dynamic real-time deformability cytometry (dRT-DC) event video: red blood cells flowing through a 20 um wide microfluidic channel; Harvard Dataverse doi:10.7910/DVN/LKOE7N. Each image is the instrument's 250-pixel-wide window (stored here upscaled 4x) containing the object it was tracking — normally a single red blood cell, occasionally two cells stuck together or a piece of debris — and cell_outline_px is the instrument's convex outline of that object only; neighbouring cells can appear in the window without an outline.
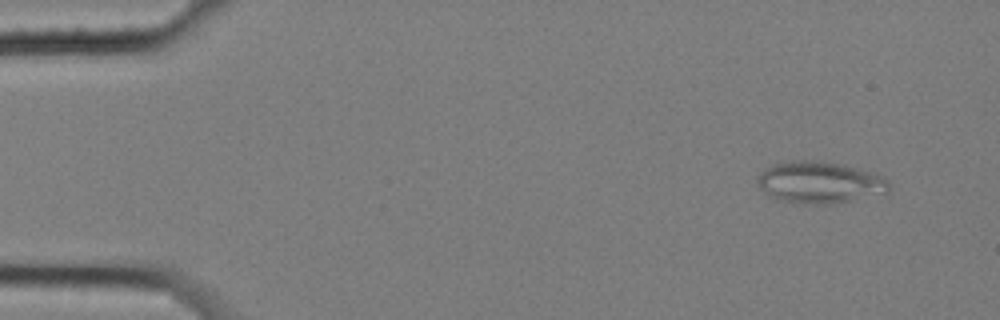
{"species": "common noctule bat (a hibernating species)", "species_latin": "Nyctalus noctula", "temperature_condition": "cold", "stored_images_in_passage": 10, "camera_frame_rate_fps": 3000, "um_per_image_px": 0.085, "animal": {"sex": "female", "body_mass_g": 25.1}, "frame": {"image": 1, "passage_image": 1, "time_ms": 0.0, "image_size_px": [1000, 320], "cell_outline_px": [[888, 192], [852, 200], [824, 204], [804, 204], [784, 200], [768, 196], [760, 188], [756, 180], [756, 176], [764, 168], [772, 164], [792, 160], [816, 160], [844, 164], [872, 172], [888, 180]], "centroid_in_image_um": [69.61, 15.48], "position_along_channel_um": 15.4, "area_um2": 32.02}}
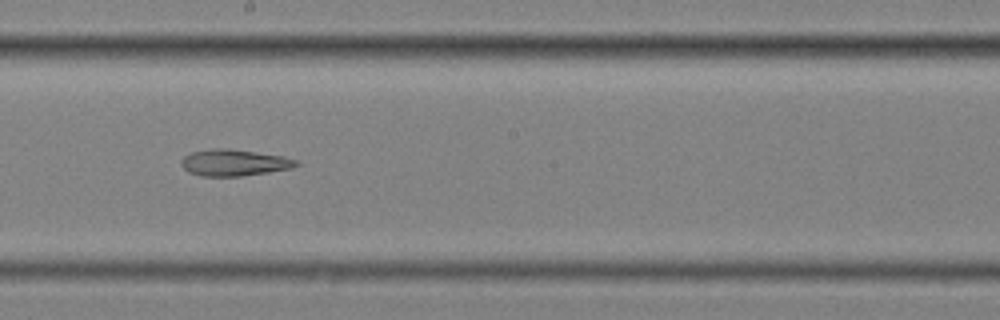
{"frame": {"image": 2, "passage_image": 9, "time_ms": 2.667, "image_size_px": [1000, 320], "cell_outline_px": [[300, 164], [292, 168], [268, 172], [240, 176], [200, 176], [188, 172], [180, 164], [180, 160], [184, 156], [192, 152], [212, 148], [228, 148], [284, 156], [296, 160]], "centroid_in_image_um": [19.88, 13.82], "position_along_channel_um": 228.3, "area_um2": 17.8}}
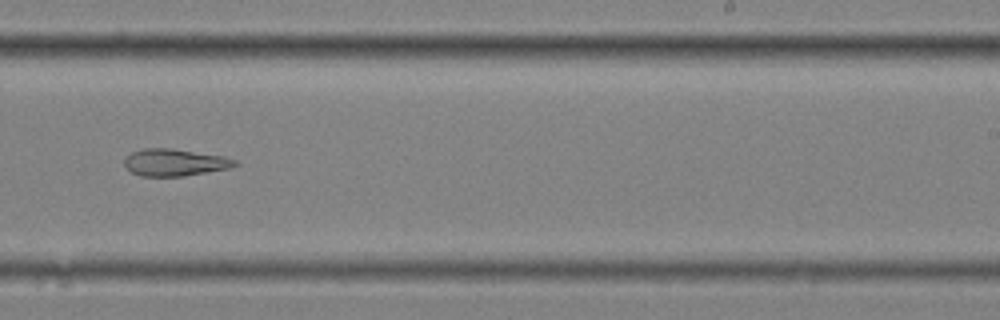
{"frame": {"image": 3, "passage_image": 10, "time_ms": 3.0, "image_size_px": [1000, 320], "cell_outline_px": [[240, 164], [232, 168], [184, 176], [140, 176], [132, 172], [124, 164], [124, 160], [132, 152], [140, 148], [172, 148], [224, 156], [236, 160]], "centroid_in_image_um": [14.9, 13.8], "position_along_channel_um": 274.1, "area_um2": 17.57}}